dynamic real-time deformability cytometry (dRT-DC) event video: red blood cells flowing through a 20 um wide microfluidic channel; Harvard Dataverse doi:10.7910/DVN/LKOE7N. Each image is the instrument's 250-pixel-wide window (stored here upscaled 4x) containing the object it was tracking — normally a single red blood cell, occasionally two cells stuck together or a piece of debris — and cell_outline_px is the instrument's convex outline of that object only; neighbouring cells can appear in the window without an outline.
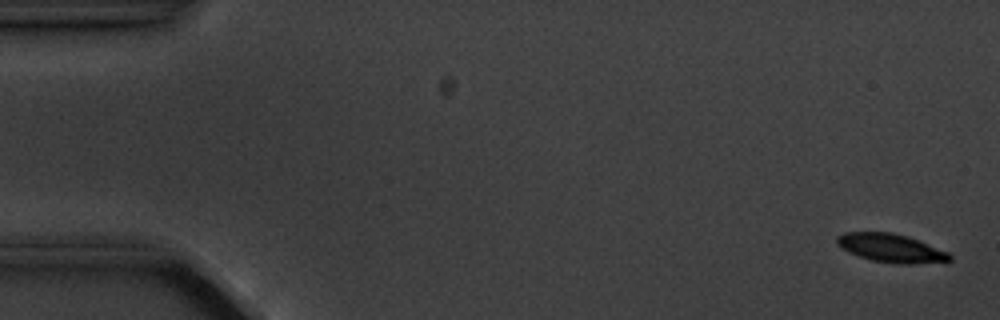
{"species": "common noctule bat (a hibernating species)", "species_latin": "Nyctalus noctula", "temperature_condition": "cold", "stored_images_in_passage": 6, "camera_frame_rate_fps": 3000, "um_per_image_px": 0.085, "animal": {"sex": "male", "body_mass_g": 20.1, "forearm_length_mm": 53.5}, "frame": {"image": 1, "passage_image": 1, "time_ms": 0.0, "image_size_px": [1000, 320], "cell_outline_px": [[952, 260], [912, 264], [896, 264], [872, 260], [848, 252], [840, 248], [836, 244], [836, 236], [844, 232], [892, 232], [908, 236], [948, 252], [952, 256]], "centroid_in_image_um": [75.69, 21.08], "position_along_channel_um": 9.3, "area_um2": 18.73}}